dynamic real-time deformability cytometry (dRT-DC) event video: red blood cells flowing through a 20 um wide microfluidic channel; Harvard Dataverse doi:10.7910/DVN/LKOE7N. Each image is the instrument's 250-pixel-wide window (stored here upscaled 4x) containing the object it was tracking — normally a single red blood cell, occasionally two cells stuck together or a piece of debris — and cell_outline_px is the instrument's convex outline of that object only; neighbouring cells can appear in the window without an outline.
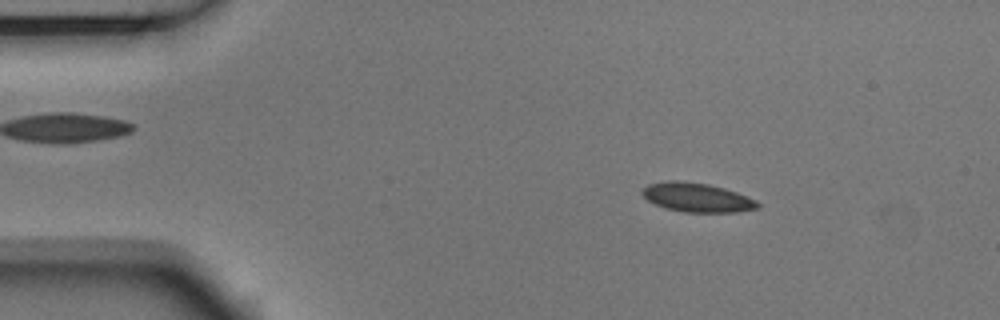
{"species": "Egyptian fruit bat (a non-hibernating species)", "species_latin": "Rousettus aegyptiacus", "temperature_condition": "room temperature", "stored_images_in_passage": 48, "camera_frame_rate_fps": 3000, "um_per_image_px": 0.085, "animal": {"sex": "male"}, "frame": {"image": 1, "passage_image": 3, "time_ms": 0.667, "image_size_px": [1000, 320], "cell_outline_px": [[760, 208], [736, 212], [684, 212], [664, 208], [648, 200], [640, 192], [648, 184], [668, 180], [680, 180], [708, 184], [724, 188], [736, 192], [756, 200], [760, 204]], "centroid_in_image_um": [59.24, 16.78], "position_along_channel_um": 25.8, "area_um2": 19.59}}
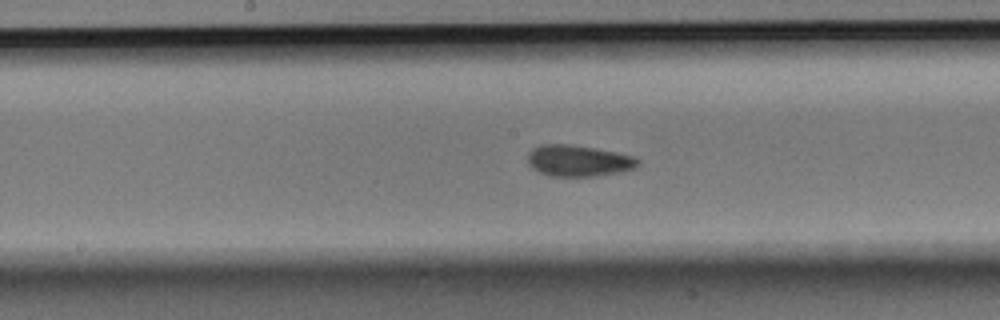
{"frame": {"image": 2, "passage_image": 22, "time_ms": 7.0, "image_size_px": [1000, 320], "cell_outline_px": [[640, 164], [632, 168], [616, 172], [596, 176], [548, 176], [532, 168], [528, 164], [528, 152], [532, 148], [540, 144], [572, 144], [596, 148], [636, 156], [640, 160]], "centroid_in_image_um": [49.14, 13.65], "position_along_channel_um": 199.1, "area_um2": 20.23}}
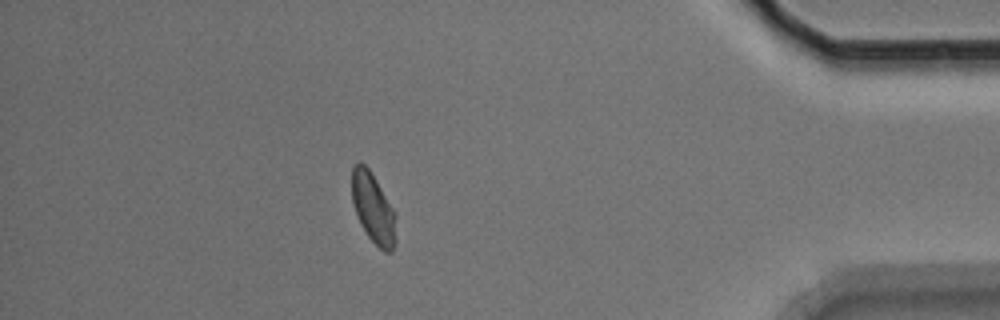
{"frame": {"image": 3, "passage_image": 42, "time_ms": 13.667, "image_size_px": [1000, 320], "cell_outline_px": [[396, 244], [392, 252], [384, 252], [368, 236], [356, 212], [352, 200], [352, 168], [360, 160], [368, 168], [376, 180], [396, 212]], "centroid_in_image_um": [31.76, 17.71], "position_along_channel_um": 403.4, "area_um2": 17.98}, "authors_computed_cell_mechanics": {"area_um2": 19.4497, "velocity_mm_per_s": 3.7246, "shape_relaxation_time_tau1_ms": 4.7659, "shape_relaxation_time_tau2_ms": 1.0676, "deformation_change_tau1": 0.0971, "deformation_change_tau2": 0.0551}}